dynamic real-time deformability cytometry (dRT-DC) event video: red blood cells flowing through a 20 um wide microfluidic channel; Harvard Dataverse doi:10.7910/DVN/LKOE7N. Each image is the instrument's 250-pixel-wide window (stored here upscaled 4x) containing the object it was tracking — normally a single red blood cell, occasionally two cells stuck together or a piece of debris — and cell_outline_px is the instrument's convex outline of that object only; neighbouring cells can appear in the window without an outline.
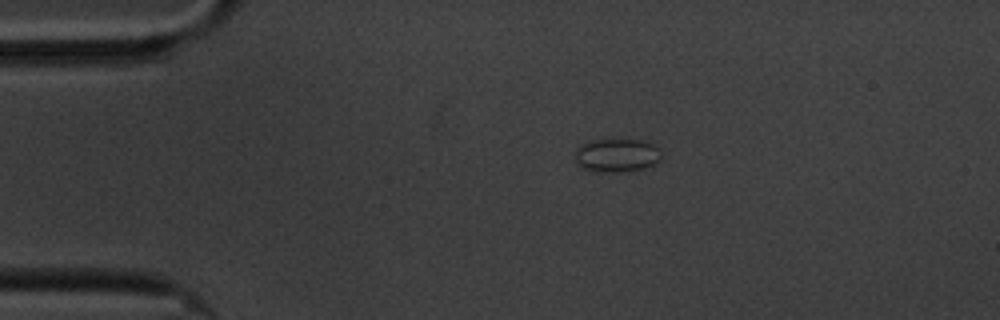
{"species": "common noctule bat (a hibernating species)", "species_latin": "Nyctalus noctula", "temperature_condition": "cold", "stored_images_in_passage": 48, "camera_frame_rate_fps": 3000, "um_per_image_px": 0.085, "animal": {"sex": "male", "body_mass_g": 20.1, "forearm_length_mm": 53.5}, "frame": {"image": 1, "passage_image": 1, "time_ms": 0.0, "image_size_px": [1000, 320], "cell_outline_px": [[660, 160], [656, 164], [640, 168], [616, 172], [596, 172], [580, 168], [576, 160], [576, 148], [580, 144], [588, 140], [640, 140], [652, 144], [660, 148]], "centroid_in_image_um": [52.39, 13.2], "position_along_channel_um": 32.6, "area_um2": 16.82}}
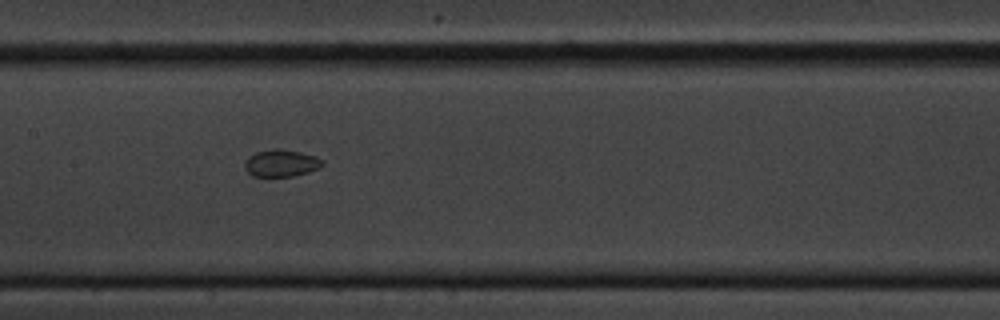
{"frame": {"image": 2, "passage_image": 18, "time_ms": 5.667, "image_size_px": [1000, 320], "cell_outline_px": [[324, 164], [320, 168], [308, 172], [292, 176], [252, 176], [244, 168], [244, 164], [248, 156], [256, 152], [276, 148], [280, 148], [300, 152], [316, 156], [324, 160]], "centroid_in_image_um": [23.91, 13.86], "position_along_channel_um": 183.5, "area_um2": 12.37}}
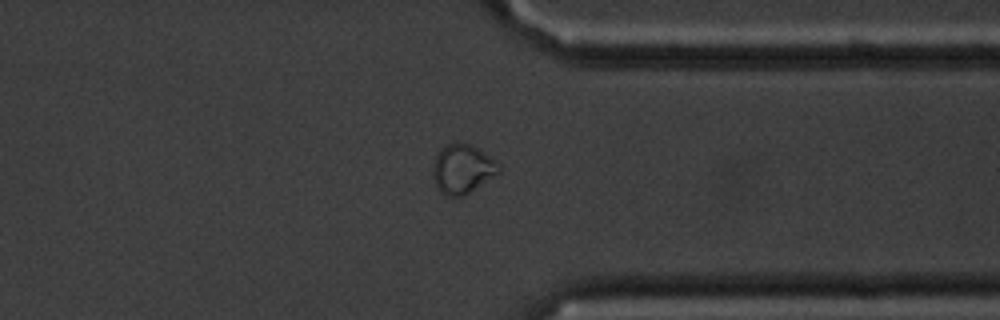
{"frame": {"image": 3, "passage_image": 35, "time_ms": 11.333, "image_size_px": [1000, 320], "cell_outline_px": [[500, 172], [464, 196], [448, 196], [440, 192], [432, 176], [432, 164], [436, 156], [444, 144], [468, 144], [476, 148], [496, 160], [500, 164]], "centroid_in_image_um": [39.29, 14.38], "position_along_channel_um": 372.1, "area_um2": 18.73}, "authors_computed_cell_mechanics": {"area_um2": 13.2073, "velocity_mm_per_s": 3.3716, "shape_relaxation_time_tau1_ms": null, "shape_relaxation_time_tau2_ms": 1.97, "deformation_change_tau1": null, "deformation_change_tau2": 0.0404}}